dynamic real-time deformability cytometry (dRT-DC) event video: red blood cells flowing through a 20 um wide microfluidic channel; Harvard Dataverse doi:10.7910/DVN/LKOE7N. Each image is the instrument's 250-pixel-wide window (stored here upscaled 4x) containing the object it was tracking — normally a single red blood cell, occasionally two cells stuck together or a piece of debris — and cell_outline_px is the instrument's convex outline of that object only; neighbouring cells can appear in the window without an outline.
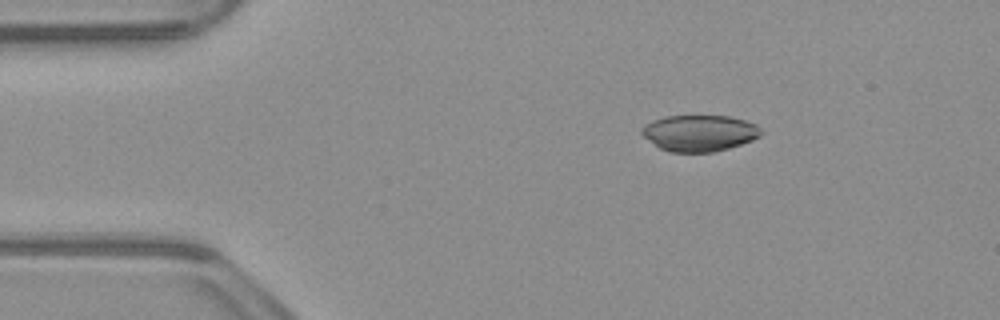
{"species": "common noctule bat (a hibernating species)", "species_latin": "Nyctalus noctula", "temperature_condition": "warm", "stored_images_in_passage": 46, "camera_frame_rate_fps": 3000, "um_per_image_px": 0.085, "animal": {"sex": "male", "body_mass_g": 23.1, "forearm_length_mm": 52.7}, "frame": {"image": 1, "passage_image": 1, "time_ms": 0.0, "image_size_px": [1000, 320], "cell_outline_px": [[764, 132], [760, 136], [752, 140], [728, 148], [712, 152], [668, 152], [660, 148], [644, 136], [640, 132], [640, 128], [644, 124], [652, 120], [664, 116], [728, 116], [744, 120], [756, 124]], "centroid_in_image_um": [59.43, 11.3], "position_along_channel_um": 25.6, "area_um2": 25.26}}
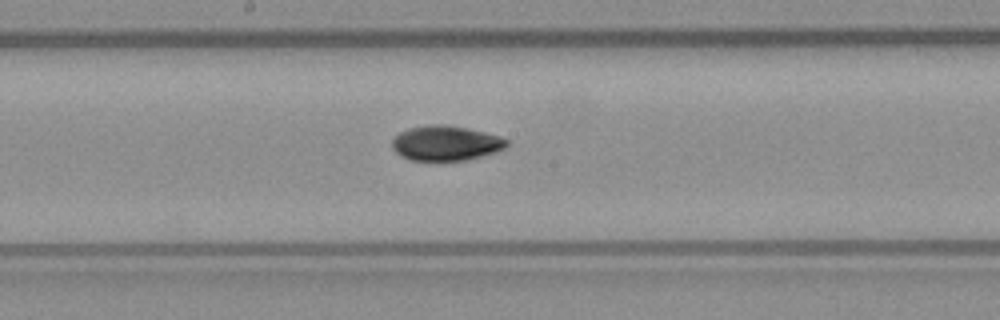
{"frame": {"image": 2, "passage_image": 20, "time_ms": 6.333, "image_size_px": [1000, 320], "cell_outline_px": [[508, 144], [504, 148], [496, 152], [468, 160], [408, 160], [396, 152], [392, 148], [392, 140], [400, 132], [408, 128], [432, 124], [444, 124], [468, 128], [500, 136], [508, 140]], "centroid_in_image_um": [37.9, 12.16], "position_along_channel_um": 210.3, "area_um2": 23.35}}
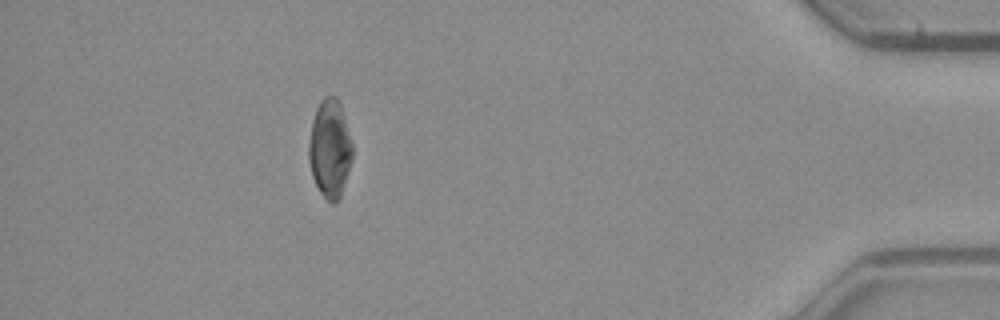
{"frame": {"image": 3, "passage_image": 40, "time_ms": 13.0, "image_size_px": [1000, 320], "cell_outline_px": [[352, 156], [340, 200], [336, 204], [332, 204], [320, 192], [312, 176], [308, 160], [308, 144], [312, 120], [316, 108], [320, 100], [324, 96], [336, 96], [340, 104], [352, 144]], "centroid_in_image_um": [28.02, 12.65], "position_along_channel_um": 407.2, "area_um2": 24.91}, "authors_computed_cell_mechanics": {"area_um2": 24.4783, "velocity_mm_per_s": 3.8532, "shape_relaxation_time_tau1_ms": 5.1597, "shape_relaxation_time_tau2_ms": 4.4573, "deformation_change_tau1": 0.1314, "deformation_change_tau2": 0.0706}}